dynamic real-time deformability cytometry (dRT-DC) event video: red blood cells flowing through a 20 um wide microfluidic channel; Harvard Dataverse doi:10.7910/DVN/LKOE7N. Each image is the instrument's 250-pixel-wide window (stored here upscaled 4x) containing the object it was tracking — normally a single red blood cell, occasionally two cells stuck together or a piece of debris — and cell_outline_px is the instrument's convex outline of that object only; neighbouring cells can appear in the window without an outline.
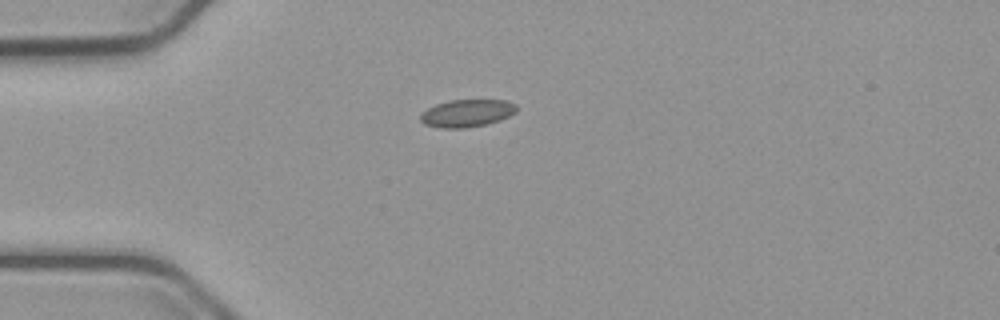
{"species": "common noctule bat (a hibernating species)", "species_latin": "Nyctalus noctula", "temperature_condition": "cold", "stored_images_in_passage": 33, "camera_frame_rate_fps": 3000, "um_per_image_px": 0.085, "animal": {"sex": "male", "body_mass_g": 23.1, "forearm_length_mm": 52.7}, "frame": {"image": 1, "passage_image": 1, "time_ms": 0.0, "image_size_px": [1000, 320], "cell_outline_px": [[512, 108], [504, 116], [480, 124], [432, 124], [424, 120], [424, 116], [432, 108], [444, 104], [460, 100], [492, 100]], "centroid_in_image_um": [39.66, 9.55], "position_along_channel_um": 45.3, "area_um2": 11.73}}
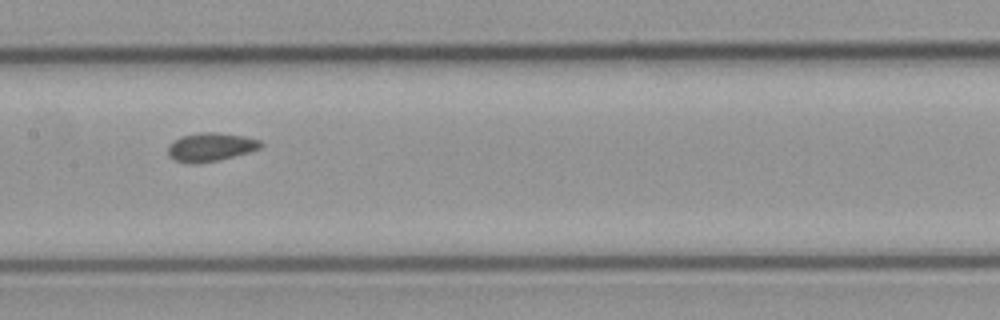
{"frame": {"image": 2, "passage_image": 14, "time_ms": 4.333, "image_size_px": [1000, 320], "cell_outline_px": [[256, 144], [252, 148], [240, 152], [224, 156], [204, 160], [180, 160], [172, 152], [172, 148], [180, 140], [192, 136], [228, 136], [248, 140]], "centroid_in_image_um": [17.82, 12.52], "position_along_channel_um": 189.6, "area_um2": 10.81}}
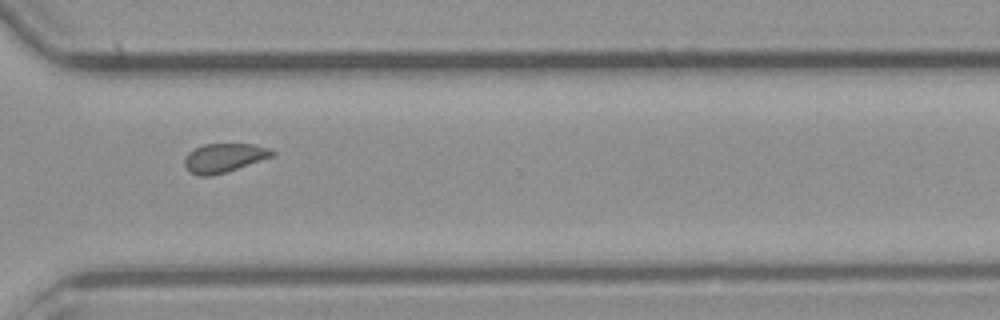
{"frame": {"image": 3, "passage_image": 27, "time_ms": 8.667, "image_size_px": [1000, 320], "cell_outline_px": [[272, 152], [268, 156], [220, 172], [192, 172], [188, 168], [188, 156], [192, 152], [200, 148], [212, 144], [240, 144]], "centroid_in_image_um": [18.98, 13.37], "position_along_channel_um": 351.6, "area_um2": 11.91}, "authors_computed_cell_mechanics": {"area_um2": 11.4444, "velocity_mm_per_s": 3.7506, "shape_relaxation_time_tau1_ms": null, "shape_relaxation_time_tau2_ms": 2.6625, "deformation_change_tau1": null, "deformation_change_tau2": 0.0882}}